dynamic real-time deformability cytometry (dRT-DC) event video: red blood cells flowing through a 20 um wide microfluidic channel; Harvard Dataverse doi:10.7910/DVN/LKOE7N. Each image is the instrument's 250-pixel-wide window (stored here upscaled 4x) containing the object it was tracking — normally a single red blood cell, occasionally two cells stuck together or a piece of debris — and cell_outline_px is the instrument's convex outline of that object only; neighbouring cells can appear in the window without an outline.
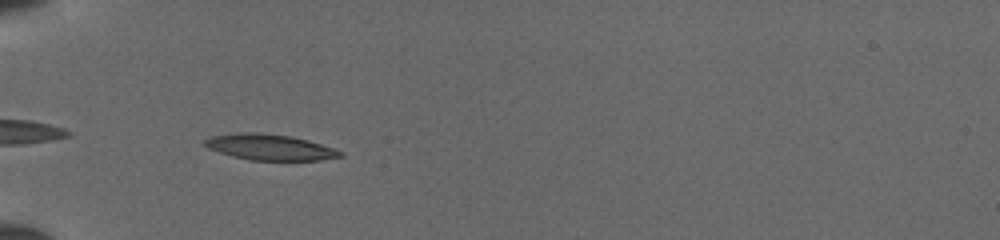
{"species": "common noctule bat (a hibernating species)", "species_latin": "Nyctalus noctula", "temperature_condition": "cold", "stored_images_in_passage": 33, "camera_frame_rate_fps": 3000, "um_per_image_px": 0.085, "animal": {"sex": "female", "body_mass_g": 19.5, "forearm_length_mm": 54.1}, "frame": {"image": 1, "passage_image": 2, "time_ms": 0.333, "image_size_px": [1000, 240], "cell_outline_px": [[344, 156], [320, 160], [252, 160], [232, 156], [208, 148], [204, 144], [204, 140], [212, 136], [236, 132], [260, 132], [292, 136], [308, 140], [344, 152]], "centroid_in_image_um": [22.94, 12.5], "position_along_channel_um": 62.1, "area_um2": 20.4}}
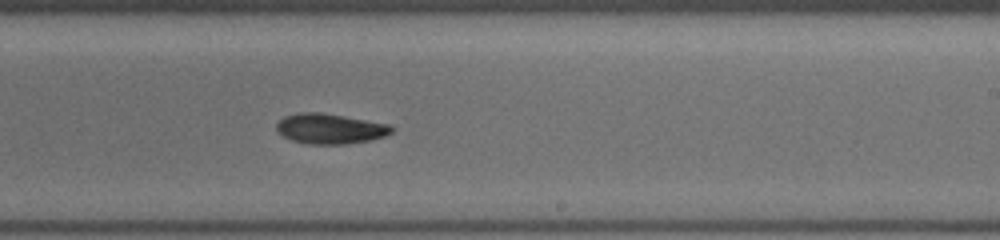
{"frame": {"image": 2, "passage_image": 17, "time_ms": 5.333, "image_size_px": [1000, 240], "cell_outline_px": [[396, 128], [392, 132], [384, 136], [372, 140], [348, 144], [308, 144], [292, 140], [276, 132], [276, 124], [284, 116], [300, 112], [320, 112], [392, 124]], "centroid_in_image_um": [28.09, 10.94], "position_along_channel_um": 260.9, "area_um2": 20.52}}
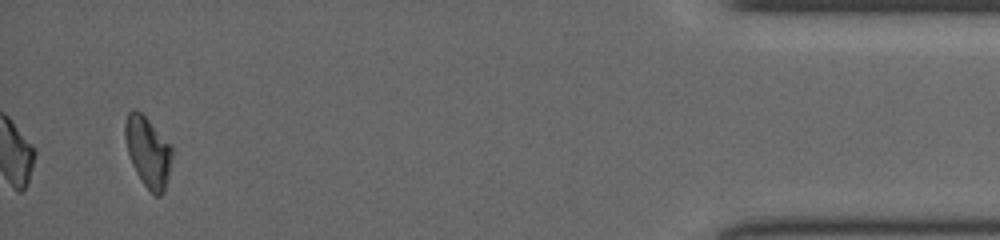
{"frame": {"image": 3, "passage_image": 33, "time_ms": 10.667, "image_size_px": [1000, 240], "cell_outline_px": [[172, 156], [168, 176], [164, 192], [160, 196], [156, 196], [144, 184], [136, 172], [132, 164], [128, 152], [124, 136], [124, 124], [128, 112], [132, 108], [136, 108], [148, 120], [172, 148]], "centroid_in_image_um": [12.55, 12.89], "position_along_channel_um": 422.7, "area_um2": 18.9}}